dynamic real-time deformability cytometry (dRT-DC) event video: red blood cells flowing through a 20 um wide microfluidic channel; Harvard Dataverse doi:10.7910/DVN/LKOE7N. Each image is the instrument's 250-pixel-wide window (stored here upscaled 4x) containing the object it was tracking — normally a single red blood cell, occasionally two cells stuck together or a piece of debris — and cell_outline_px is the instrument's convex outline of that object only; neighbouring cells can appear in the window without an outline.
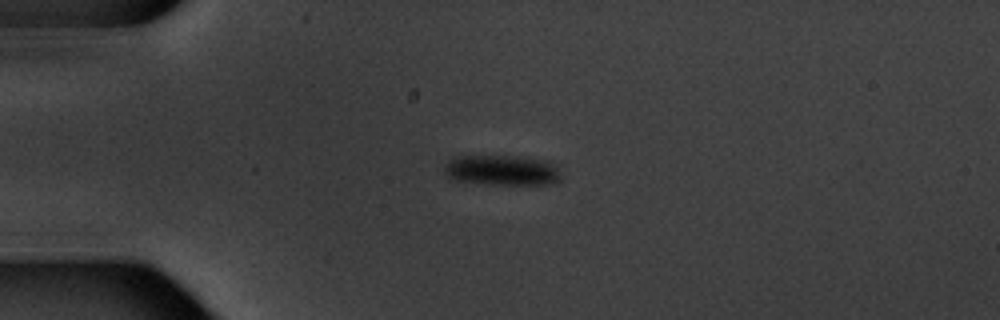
{"species": "common noctule bat (a hibernating species)", "species_latin": "Nyctalus noctula", "temperature_condition": "warm", "stored_images_in_passage": 5, "camera_frame_rate_fps": 3000, "um_per_image_px": 0.085, "animal": {"sex": "male", "body_mass_g": 20.1, "forearm_length_mm": 53.5}, "frame": {"image": 1, "passage_image": 4, "time_ms": 3.667, "image_size_px": [1000, 320], "cell_outline_px": [[560, 172], [556, 180], [552, 184], [488, 184], [452, 180], [444, 172], [444, 164], [448, 160], [456, 156], [512, 156], [552, 160], [560, 164]], "centroid_in_image_um": [42.69, 14.45], "position_along_channel_um": 42.3, "area_um2": 20.98}}